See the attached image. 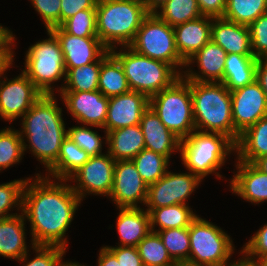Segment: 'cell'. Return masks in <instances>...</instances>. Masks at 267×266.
<instances>
[{"label": "cell", "mask_w": 267, "mask_h": 266, "mask_svg": "<svg viewBox=\"0 0 267 266\" xmlns=\"http://www.w3.org/2000/svg\"><path fill=\"white\" fill-rule=\"evenodd\" d=\"M211 40L221 46L227 54L253 55L249 26L223 17L212 18Z\"/></svg>", "instance_id": "23"}, {"label": "cell", "mask_w": 267, "mask_h": 266, "mask_svg": "<svg viewBox=\"0 0 267 266\" xmlns=\"http://www.w3.org/2000/svg\"><path fill=\"white\" fill-rule=\"evenodd\" d=\"M101 58L87 65L76 68H65V82L61 87L57 85V93L60 91H95L98 90Z\"/></svg>", "instance_id": "32"}, {"label": "cell", "mask_w": 267, "mask_h": 266, "mask_svg": "<svg viewBox=\"0 0 267 266\" xmlns=\"http://www.w3.org/2000/svg\"><path fill=\"white\" fill-rule=\"evenodd\" d=\"M92 127L102 129L97 126H90L88 128L87 125H82L72 126L67 130V137L74 141L81 149L85 150L91 157L103 154L102 144H107V136L104 137V142L97 131H92Z\"/></svg>", "instance_id": "40"}, {"label": "cell", "mask_w": 267, "mask_h": 266, "mask_svg": "<svg viewBox=\"0 0 267 266\" xmlns=\"http://www.w3.org/2000/svg\"><path fill=\"white\" fill-rule=\"evenodd\" d=\"M235 162L237 170L229 182L231 192L254 205L267 202V174L253 163Z\"/></svg>", "instance_id": "20"}, {"label": "cell", "mask_w": 267, "mask_h": 266, "mask_svg": "<svg viewBox=\"0 0 267 266\" xmlns=\"http://www.w3.org/2000/svg\"><path fill=\"white\" fill-rule=\"evenodd\" d=\"M249 29L254 57L267 58V11L249 25Z\"/></svg>", "instance_id": "44"}, {"label": "cell", "mask_w": 267, "mask_h": 266, "mask_svg": "<svg viewBox=\"0 0 267 266\" xmlns=\"http://www.w3.org/2000/svg\"><path fill=\"white\" fill-rule=\"evenodd\" d=\"M57 102L56 94H43L20 119L24 154L28 149L46 171L57 161L67 137L63 110Z\"/></svg>", "instance_id": "2"}, {"label": "cell", "mask_w": 267, "mask_h": 266, "mask_svg": "<svg viewBox=\"0 0 267 266\" xmlns=\"http://www.w3.org/2000/svg\"><path fill=\"white\" fill-rule=\"evenodd\" d=\"M148 107L149 98L133 90L110 97L106 122L102 128L105 136L112 130L139 125L142 114Z\"/></svg>", "instance_id": "18"}, {"label": "cell", "mask_w": 267, "mask_h": 266, "mask_svg": "<svg viewBox=\"0 0 267 266\" xmlns=\"http://www.w3.org/2000/svg\"><path fill=\"white\" fill-rule=\"evenodd\" d=\"M191 95L195 130L223 134L236 144L230 90L221 82L191 81Z\"/></svg>", "instance_id": "3"}, {"label": "cell", "mask_w": 267, "mask_h": 266, "mask_svg": "<svg viewBox=\"0 0 267 266\" xmlns=\"http://www.w3.org/2000/svg\"><path fill=\"white\" fill-rule=\"evenodd\" d=\"M60 27L73 36L97 37L96 9L81 10L65 20Z\"/></svg>", "instance_id": "41"}, {"label": "cell", "mask_w": 267, "mask_h": 266, "mask_svg": "<svg viewBox=\"0 0 267 266\" xmlns=\"http://www.w3.org/2000/svg\"><path fill=\"white\" fill-rule=\"evenodd\" d=\"M11 54V30L0 25V57Z\"/></svg>", "instance_id": "50"}, {"label": "cell", "mask_w": 267, "mask_h": 266, "mask_svg": "<svg viewBox=\"0 0 267 266\" xmlns=\"http://www.w3.org/2000/svg\"><path fill=\"white\" fill-rule=\"evenodd\" d=\"M149 13H155L167 0H142Z\"/></svg>", "instance_id": "52"}, {"label": "cell", "mask_w": 267, "mask_h": 266, "mask_svg": "<svg viewBox=\"0 0 267 266\" xmlns=\"http://www.w3.org/2000/svg\"><path fill=\"white\" fill-rule=\"evenodd\" d=\"M110 50L120 62L131 90L148 98L171 86L181 75L168 63L138 54L129 46Z\"/></svg>", "instance_id": "6"}, {"label": "cell", "mask_w": 267, "mask_h": 266, "mask_svg": "<svg viewBox=\"0 0 267 266\" xmlns=\"http://www.w3.org/2000/svg\"><path fill=\"white\" fill-rule=\"evenodd\" d=\"M224 231L198 215L189 226L190 253L187 263L205 266L233 264L236 260L230 259L235 245L230 235Z\"/></svg>", "instance_id": "9"}, {"label": "cell", "mask_w": 267, "mask_h": 266, "mask_svg": "<svg viewBox=\"0 0 267 266\" xmlns=\"http://www.w3.org/2000/svg\"><path fill=\"white\" fill-rule=\"evenodd\" d=\"M13 61V58L11 56V54L3 61L0 63V74L2 72V70L11 62Z\"/></svg>", "instance_id": "55"}, {"label": "cell", "mask_w": 267, "mask_h": 266, "mask_svg": "<svg viewBox=\"0 0 267 266\" xmlns=\"http://www.w3.org/2000/svg\"><path fill=\"white\" fill-rule=\"evenodd\" d=\"M30 3L41 16L46 31L60 26L61 0H30Z\"/></svg>", "instance_id": "45"}, {"label": "cell", "mask_w": 267, "mask_h": 266, "mask_svg": "<svg viewBox=\"0 0 267 266\" xmlns=\"http://www.w3.org/2000/svg\"><path fill=\"white\" fill-rule=\"evenodd\" d=\"M132 161L147 185L157 182L170 168V161L165 156L147 149H143Z\"/></svg>", "instance_id": "33"}, {"label": "cell", "mask_w": 267, "mask_h": 266, "mask_svg": "<svg viewBox=\"0 0 267 266\" xmlns=\"http://www.w3.org/2000/svg\"><path fill=\"white\" fill-rule=\"evenodd\" d=\"M97 0H61L60 25L77 12L96 9Z\"/></svg>", "instance_id": "47"}, {"label": "cell", "mask_w": 267, "mask_h": 266, "mask_svg": "<svg viewBox=\"0 0 267 266\" xmlns=\"http://www.w3.org/2000/svg\"><path fill=\"white\" fill-rule=\"evenodd\" d=\"M27 179L29 178H20L0 184V219L18 214L10 213L16 207V211H22L23 190Z\"/></svg>", "instance_id": "39"}, {"label": "cell", "mask_w": 267, "mask_h": 266, "mask_svg": "<svg viewBox=\"0 0 267 266\" xmlns=\"http://www.w3.org/2000/svg\"><path fill=\"white\" fill-rule=\"evenodd\" d=\"M202 179L190 171L173 173L169 170L157 182L148 185L147 208H161L176 204L189 205L186 201L201 184Z\"/></svg>", "instance_id": "13"}, {"label": "cell", "mask_w": 267, "mask_h": 266, "mask_svg": "<svg viewBox=\"0 0 267 266\" xmlns=\"http://www.w3.org/2000/svg\"><path fill=\"white\" fill-rule=\"evenodd\" d=\"M50 31L57 37L63 52L65 68H76L98 61L109 49L98 37H78L60 26Z\"/></svg>", "instance_id": "17"}, {"label": "cell", "mask_w": 267, "mask_h": 266, "mask_svg": "<svg viewBox=\"0 0 267 266\" xmlns=\"http://www.w3.org/2000/svg\"><path fill=\"white\" fill-rule=\"evenodd\" d=\"M90 157L85 150L66 137L61 144L57 161L47 170L45 176L57 180H68Z\"/></svg>", "instance_id": "29"}, {"label": "cell", "mask_w": 267, "mask_h": 266, "mask_svg": "<svg viewBox=\"0 0 267 266\" xmlns=\"http://www.w3.org/2000/svg\"><path fill=\"white\" fill-rule=\"evenodd\" d=\"M115 162L108 152L90 157L68 179V182H75L71 186L81 201L86 198L87 194L109 197L113 186Z\"/></svg>", "instance_id": "12"}, {"label": "cell", "mask_w": 267, "mask_h": 266, "mask_svg": "<svg viewBox=\"0 0 267 266\" xmlns=\"http://www.w3.org/2000/svg\"><path fill=\"white\" fill-rule=\"evenodd\" d=\"M230 266H257L255 263H250L242 259L241 257L237 259L233 264Z\"/></svg>", "instance_id": "54"}, {"label": "cell", "mask_w": 267, "mask_h": 266, "mask_svg": "<svg viewBox=\"0 0 267 266\" xmlns=\"http://www.w3.org/2000/svg\"><path fill=\"white\" fill-rule=\"evenodd\" d=\"M236 146V160L254 163L267 155V116L240 134Z\"/></svg>", "instance_id": "27"}, {"label": "cell", "mask_w": 267, "mask_h": 266, "mask_svg": "<svg viewBox=\"0 0 267 266\" xmlns=\"http://www.w3.org/2000/svg\"><path fill=\"white\" fill-rule=\"evenodd\" d=\"M14 36L15 34L11 31V56L13 61L0 74V117L10 124L14 120L23 117L41 95H43L22 70L21 74L12 79H8L4 75L7 73V70L12 68V62L15 60L13 49L16 46L14 43L17 38Z\"/></svg>", "instance_id": "11"}, {"label": "cell", "mask_w": 267, "mask_h": 266, "mask_svg": "<svg viewBox=\"0 0 267 266\" xmlns=\"http://www.w3.org/2000/svg\"><path fill=\"white\" fill-rule=\"evenodd\" d=\"M62 266H87V265H82L81 263H79V262H72V261H70L69 262V260H68V262L66 261Z\"/></svg>", "instance_id": "57"}, {"label": "cell", "mask_w": 267, "mask_h": 266, "mask_svg": "<svg viewBox=\"0 0 267 266\" xmlns=\"http://www.w3.org/2000/svg\"><path fill=\"white\" fill-rule=\"evenodd\" d=\"M136 247L144 266H178L156 232L151 231Z\"/></svg>", "instance_id": "34"}, {"label": "cell", "mask_w": 267, "mask_h": 266, "mask_svg": "<svg viewBox=\"0 0 267 266\" xmlns=\"http://www.w3.org/2000/svg\"><path fill=\"white\" fill-rule=\"evenodd\" d=\"M149 212L151 231L189 227L198 216L189 205L176 204L161 208H144ZM158 229H155V227Z\"/></svg>", "instance_id": "31"}, {"label": "cell", "mask_w": 267, "mask_h": 266, "mask_svg": "<svg viewBox=\"0 0 267 266\" xmlns=\"http://www.w3.org/2000/svg\"><path fill=\"white\" fill-rule=\"evenodd\" d=\"M139 125L144 136L145 149L165 156L169 161L172 153L180 152L181 140L162 123L150 106L143 112Z\"/></svg>", "instance_id": "21"}, {"label": "cell", "mask_w": 267, "mask_h": 266, "mask_svg": "<svg viewBox=\"0 0 267 266\" xmlns=\"http://www.w3.org/2000/svg\"><path fill=\"white\" fill-rule=\"evenodd\" d=\"M116 209L120 211L116 220L118 246L136 247L151 232L149 212L144 207Z\"/></svg>", "instance_id": "24"}, {"label": "cell", "mask_w": 267, "mask_h": 266, "mask_svg": "<svg viewBox=\"0 0 267 266\" xmlns=\"http://www.w3.org/2000/svg\"><path fill=\"white\" fill-rule=\"evenodd\" d=\"M260 171L264 172L267 174V155L258 158L254 163H253Z\"/></svg>", "instance_id": "53"}, {"label": "cell", "mask_w": 267, "mask_h": 266, "mask_svg": "<svg viewBox=\"0 0 267 266\" xmlns=\"http://www.w3.org/2000/svg\"><path fill=\"white\" fill-rule=\"evenodd\" d=\"M149 106L180 140L187 138L195 130L191 81L183 76L168 88L150 97Z\"/></svg>", "instance_id": "7"}, {"label": "cell", "mask_w": 267, "mask_h": 266, "mask_svg": "<svg viewBox=\"0 0 267 266\" xmlns=\"http://www.w3.org/2000/svg\"><path fill=\"white\" fill-rule=\"evenodd\" d=\"M202 16L211 18L223 17L226 9V0H197Z\"/></svg>", "instance_id": "48"}, {"label": "cell", "mask_w": 267, "mask_h": 266, "mask_svg": "<svg viewBox=\"0 0 267 266\" xmlns=\"http://www.w3.org/2000/svg\"><path fill=\"white\" fill-rule=\"evenodd\" d=\"M170 257L177 263H187L190 253L189 227L156 231Z\"/></svg>", "instance_id": "38"}, {"label": "cell", "mask_w": 267, "mask_h": 266, "mask_svg": "<svg viewBox=\"0 0 267 266\" xmlns=\"http://www.w3.org/2000/svg\"><path fill=\"white\" fill-rule=\"evenodd\" d=\"M107 152L115 160H132L145 149L140 125H133L107 132Z\"/></svg>", "instance_id": "26"}, {"label": "cell", "mask_w": 267, "mask_h": 266, "mask_svg": "<svg viewBox=\"0 0 267 266\" xmlns=\"http://www.w3.org/2000/svg\"><path fill=\"white\" fill-rule=\"evenodd\" d=\"M24 156L23 141L19 130L0 129V171L20 163Z\"/></svg>", "instance_id": "37"}, {"label": "cell", "mask_w": 267, "mask_h": 266, "mask_svg": "<svg viewBox=\"0 0 267 266\" xmlns=\"http://www.w3.org/2000/svg\"><path fill=\"white\" fill-rule=\"evenodd\" d=\"M129 47L140 55L170 64L181 76L185 70L186 63L176 47L174 28L155 13H149L143 20Z\"/></svg>", "instance_id": "10"}, {"label": "cell", "mask_w": 267, "mask_h": 266, "mask_svg": "<svg viewBox=\"0 0 267 266\" xmlns=\"http://www.w3.org/2000/svg\"><path fill=\"white\" fill-rule=\"evenodd\" d=\"M47 35L48 39L29 46L22 71L42 94L53 95L56 91L54 83L59 80L65 82L66 70L57 37L50 30H47Z\"/></svg>", "instance_id": "8"}, {"label": "cell", "mask_w": 267, "mask_h": 266, "mask_svg": "<svg viewBox=\"0 0 267 266\" xmlns=\"http://www.w3.org/2000/svg\"><path fill=\"white\" fill-rule=\"evenodd\" d=\"M41 174H35L34 179L29 176L23 190L21 212L30 222V248L45 245L67 250L66 232L82 201L68 180L57 182Z\"/></svg>", "instance_id": "1"}, {"label": "cell", "mask_w": 267, "mask_h": 266, "mask_svg": "<svg viewBox=\"0 0 267 266\" xmlns=\"http://www.w3.org/2000/svg\"><path fill=\"white\" fill-rule=\"evenodd\" d=\"M116 257L120 266H144L137 247L106 246Z\"/></svg>", "instance_id": "46"}, {"label": "cell", "mask_w": 267, "mask_h": 266, "mask_svg": "<svg viewBox=\"0 0 267 266\" xmlns=\"http://www.w3.org/2000/svg\"><path fill=\"white\" fill-rule=\"evenodd\" d=\"M148 185L142 180L132 160L115 162L114 179L109 199L117 208H138L147 199Z\"/></svg>", "instance_id": "14"}, {"label": "cell", "mask_w": 267, "mask_h": 266, "mask_svg": "<svg viewBox=\"0 0 267 266\" xmlns=\"http://www.w3.org/2000/svg\"><path fill=\"white\" fill-rule=\"evenodd\" d=\"M226 56L225 50L210 40L186 62L182 76L189 81L222 82ZM195 63L198 72L190 66Z\"/></svg>", "instance_id": "19"}, {"label": "cell", "mask_w": 267, "mask_h": 266, "mask_svg": "<svg viewBox=\"0 0 267 266\" xmlns=\"http://www.w3.org/2000/svg\"><path fill=\"white\" fill-rule=\"evenodd\" d=\"M98 90L108 98L131 90L120 62L110 50L101 57Z\"/></svg>", "instance_id": "30"}, {"label": "cell", "mask_w": 267, "mask_h": 266, "mask_svg": "<svg viewBox=\"0 0 267 266\" xmlns=\"http://www.w3.org/2000/svg\"><path fill=\"white\" fill-rule=\"evenodd\" d=\"M230 92L234 129L240 135L261 118L267 116V99L256 80Z\"/></svg>", "instance_id": "15"}, {"label": "cell", "mask_w": 267, "mask_h": 266, "mask_svg": "<svg viewBox=\"0 0 267 266\" xmlns=\"http://www.w3.org/2000/svg\"><path fill=\"white\" fill-rule=\"evenodd\" d=\"M97 260V266H120L115 255L106 246L100 249Z\"/></svg>", "instance_id": "51"}, {"label": "cell", "mask_w": 267, "mask_h": 266, "mask_svg": "<svg viewBox=\"0 0 267 266\" xmlns=\"http://www.w3.org/2000/svg\"><path fill=\"white\" fill-rule=\"evenodd\" d=\"M63 105L71 116L81 125L103 128L106 122L109 98L99 90L60 91Z\"/></svg>", "instance_id": "16"}, {"label": "cell", "mask_w": 267, "mask_h": 266, "mask_svg": "<svg viewBox=\"0 0 267 266\" xmlns=\"http://www.w3.org/2000/svg\"><path fill=\"white\" fill-rule=\"evenodd\" d=\"M257 59L254 55L227 54L223 83L230 91L255 81Z\"/></svg>", "instance_id": "28"}, {"label": "cell", "mask_w": 267, "mask_h": 266, "mask_svg": "<svg viewBox=\"0 0 267 266\" xmlns=\"http://www.w3.org/2000/svg\"><path fill=\"white\" fill-rule=\"evenodd\" d=\"M211 26V17L200 16L173 27L177 50L185 63L211 40Z\"/></svg>", "instance_id": "22"}, {"label": "cell", "mask_w": 267, "mask_h": 266, "mask_svg": "<svg viewBox=\"0 0 267 266\" xmlns=\"http://www.w3.org/2000/svg\"><path fill=\"white\" fill-rule=\"evenodd\" d=\"M256 82L260 85L264 91L267 99V59L261 58L257 59L256 65Z\"/></svg>", "instance_id": "49"}, {"label": "cell", "mask_w": 267, "mask_h": 266, "mask_svg": "<svg viewBox=\"0 0 267 266\" xmlns=\"http://www.w3.org/2000/svg\"><path fill=\"white\" fill-rule=\"evenodd\" d=\"M267 11V0H226L223 18L249 26Z\"/></svg>", "instance_id": "35"}, {"label": "cell", "mask_w": 267, "mask_h": 266, "mask_svg": "<svg viewBox=\"0 0 267 266\" xmlns=\"http://www.w3.org/2000/svg\"><path fill=\"white\" fill-rule=\"evenodd\" d=\"M255 264L257 266H267V254L262 256Z\"/></svg>", "instance_id": "56"}, {"label": "cell", "mask_w": 267, "mask_h": 266, "mask_svg": "<svg viewBox=\"0 0 267 266\" xmlns=\"http://www.w3.org/2000/svg\"><path fill=\"white\" fill-rule=\"evenodd\" d=\"M232 152H236L235 143L219 133L194 130L180 142L182 165L202 180L209 174H216V179H222L218 170L224 166Z\"/></svg>", "instance_id": "5"}, {"label": "cell", "mask_w": 267, "mask_h": 266, "mask_svg": "<svg viewBox=\"0 0 267 266\" xmlns=\"http://www.w3.org/2000/svg\"><path fill=\"white\" fill-rule=\"evenodd\" d=\"M155 14L172 27L202 16L197 0H167Z\"/></svg>", "instance_id": "36"}, {"label": "cell", "mask_w": 267, "mask_h": 266, "mask_svg": "<svg viewBox=\"0 0 267 266\" xmlns=\"http://www.w3.org/2000/svg\"><path fill=\"white\" fill-rule=\"evenodd\" d=\"M241 258L250 263H256L262 256L267 254V224L260 227L251 236V239L240 250Z\"/></svg>", "instance_id": "43"}, {"label": "cell", "mask_w": 267, "mask_h": 266, "mask_svg": "<svg viewBox=\"0 0 267 266\" xmlns=\"http://www.w3.org/2000/svg\"><path fill=\"white\" fill-rule=\"evenodd\" d=\"M178 266H205V265H194V264L182 263V264H178Z\"/></svg>", "instance_id": "58"}, {"label": "cell", "mask_w": 267, "mask_h": 266, "mask_svg": "<svg viewBox=\"0 0 267 266\" xmlns=\"http://www.w3.org/2000/svg\"><path fill=\"white\" fill-rule=\"evenodd\" d=\"M24 215L19 213L0 219V256L19 260L29 252Z\"/></svg>", "instance_id": "25"}, {"label": "cell", "mask_w": 267, "mask_h": 266, "mask_svg": "<svg viewBox=\"0 0 267 266\" xmlns=\"http://www.w3.org/2000/svg\"><path fill=\"white\" fill-rule=\"evenodd\" d=\"M148 15L141 0H97V37L109 50L129 46Z\"/></svg>", "instance_id": "4"}, {"label": "cell", "mask_w": 267, "mask_h": 266, "mask_svg": "<svg viewBox=\"0 0 267 266\" xmlns=\"http://www.w3.org/2000/svg\"><path fill=\"white\" fill-rule=\"evenodd\" d=\"M7 57H0V63L3 62Z\"/></svg>", "instance_id": "59"}, {"label": "cell", "mask_w": 267, "mask_h": 266, "mask_svg": "<svg viewBox=\"0 0 267 266\" xmlns=\"http://www.w3.org/2000/svg\"><path fill=\"white\" fill-rule=\"evenodd\" d=\"M31 250L36 253L34 258L29 260L30 254L27 252L16 261L21 262L22 266H62L65 263L62 258L67 250L63 247L35 245Z\"/></svg>", "instance_id": "42"}]
</instances>
